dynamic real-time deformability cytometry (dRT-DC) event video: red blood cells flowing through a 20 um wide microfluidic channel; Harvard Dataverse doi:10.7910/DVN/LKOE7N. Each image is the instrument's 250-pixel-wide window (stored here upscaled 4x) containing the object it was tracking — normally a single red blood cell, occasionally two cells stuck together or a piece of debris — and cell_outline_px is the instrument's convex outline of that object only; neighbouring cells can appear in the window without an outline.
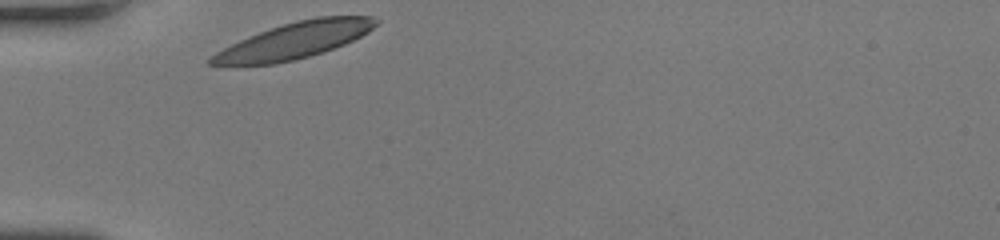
{"species": "human", "species_latin": "Homo sapiens", "temperature_condition": "room temperature", "stored_images_in_passage": 27, "camera_frame_rate_fps": 3000, "um_per_image_px": 0.085, "donor": {"sex": "female"}, "frame": {"image": 1, "passage_image": 1, "time_ms": 0.0, "image_size_px": [1000, 240], "cell_outline_px": [[380, 20], [368, 32], [344, 44], [324, 52], [276, 64], [208, 64], [208, 60], [216, 52], [248, 36], [296, 20], [316, 16], [372, 16]], "centroid_in_image_um": [25.07, 3.42], "position_along_channel_um": 59.9, "area_um2": 34.1}}
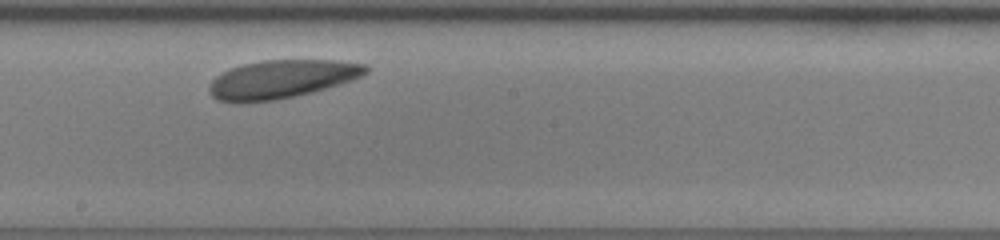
{"frame": {"image": 2, "passage_image": 15, "time_ms": 4.667, "image_size_px": [1000, 240], "cell_outline_px": [[368, 72], [352, 80], [340, 84], [312, 92], [296, 96], [276, 100], [216, 100], [212, 96], [208, 88], [208, 84], [216, 76], [232, 68], [244, 64], [264, 60], [336, 60], [364, 64], [368, 68]], "centroid_in_image_um": [23.98, 6.7], "position_along_channel_um": 224.2, "area_um2": 34.28}}
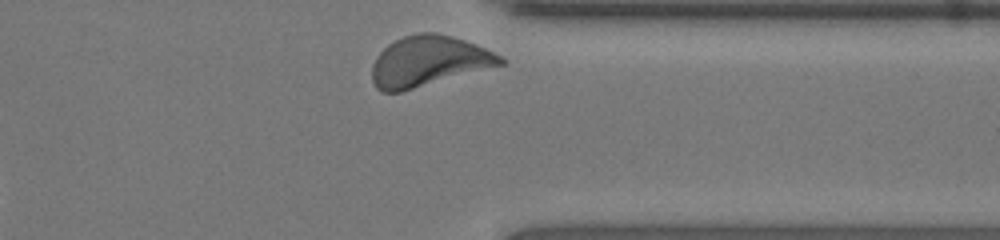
{"frame": {"image": 3, "passage_image": 27, "time_ms": 8.667, "image_size_px": [1000, 240], "cell_outline_px": [[508, 60], [504, 64], [400, 92], [380, 92], [376, 88], [372, 80], [372, 64], [376, 56], [388, 44], [404, 36], [420, 32], [436, 32], [452, 36], [476, 44]], "centroid_in_image_um": [36.4, 5.2], "position_along_channel_um": 375.0, "area_um2": 37.51}, "authors_computed_cell_mechanics": {"area_um2": 35.258, "velocity_mm_per_s": 3.7699, "shape_relaxation_time_tau1_ms": 1.3816, "shape_relaxation_time_tau2_ms": 7.504, "deformation_change_tau1": 0.0514, "deformation_change_tau2": 0.1088}}